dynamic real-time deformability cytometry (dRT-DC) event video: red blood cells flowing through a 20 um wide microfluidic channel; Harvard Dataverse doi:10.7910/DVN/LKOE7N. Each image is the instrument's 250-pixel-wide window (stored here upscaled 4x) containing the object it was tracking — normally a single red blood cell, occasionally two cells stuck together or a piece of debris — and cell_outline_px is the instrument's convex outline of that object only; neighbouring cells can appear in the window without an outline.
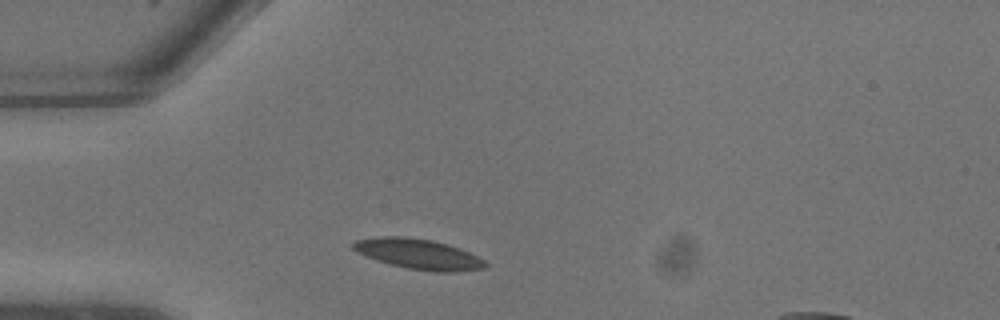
{"species": "common noctule bat (a hibernating species)", "species_latin": "Nyctalus noctula", "temperature_condition": "warm", "stored_images_in_passage": 3, "camera_frame_rate_fps": 3000, "um_per_image_px": 0.085, "animal": {"sex": "male", "body_mass_g": 13.3}, "frame": {"image": 1, "passage_image": 1, "time_ms": 0.0, "image_size_px": [1000, 320], "cell_outline_px": [[488, 264], [484, 268], [452, 272], [440, 272], [408, 268], [376, 260], [356, 252], [352, 248], [352, 244], [356, 240], [376, 236], [404, 236], [432, 240], [448, 244], [468, 252], [484, 260]], "centroid_in_image_um": [35.53, 21.58], "position_along_channel_um": 49.5, "area_um2": 23.12}}